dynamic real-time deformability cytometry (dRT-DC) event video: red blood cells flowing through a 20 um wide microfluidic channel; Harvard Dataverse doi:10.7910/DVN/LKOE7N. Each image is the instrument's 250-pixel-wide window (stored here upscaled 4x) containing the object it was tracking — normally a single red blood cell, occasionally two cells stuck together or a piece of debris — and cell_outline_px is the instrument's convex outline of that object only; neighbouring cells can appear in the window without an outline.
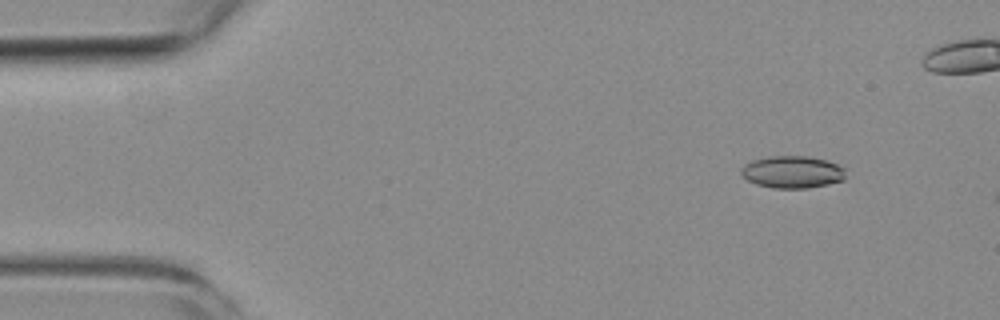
{"species": "common noctule bat (a hibernating species)", "species_latin": "Nyctalus noctula", "temperature_condition": "room temperature", "stored_images_in_passage": 3, "camera_frame_rate_fps": 3000, "um_per_image_px": 0.085, "animal": {"sex": "female", "body_mass_g": 19.3, "forearm_length_mm": 54.1}, "frame": {"image": 1, "passage_image": 1, "time_ms": 0.0, "image_size_px": [1000, 320], "cell_outline_px": [[844, 180], [828, 184], [808, 188], [772, 188], [756, 184], [748, 180], [740, 172], [740, 168], [744, 164], [752, 160], [768, 156], [808, 156], [828, 160], [844, 168]], "centroid_in_image_um": [67.33, 14.61], "position_along_channel_um": 17.7, "area_um2": 19.71}}